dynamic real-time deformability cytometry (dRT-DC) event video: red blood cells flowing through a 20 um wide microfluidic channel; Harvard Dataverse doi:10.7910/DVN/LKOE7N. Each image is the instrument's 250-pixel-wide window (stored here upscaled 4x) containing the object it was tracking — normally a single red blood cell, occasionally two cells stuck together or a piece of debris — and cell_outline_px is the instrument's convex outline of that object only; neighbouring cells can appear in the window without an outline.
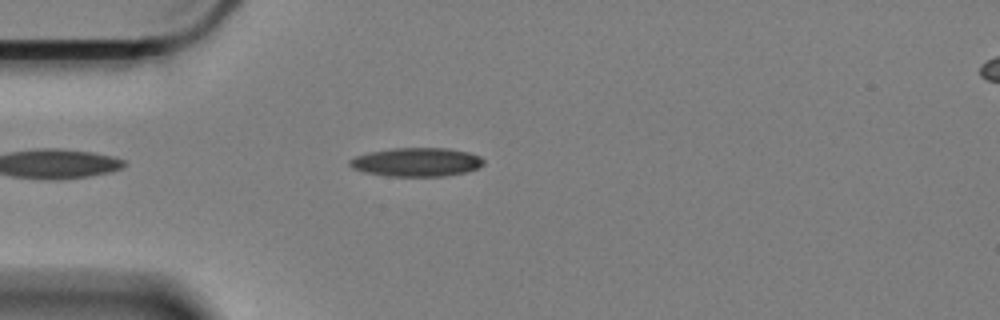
{"species": "Egyptian fruit bat (a non-hibernating species)", "species_latin": "Rousettus aegyptiacus", "temperature_condition": "cold", "stored_images_in_passage": 21, "camera_frame_rate_fps": 3000, "um_per_image_px": 0.085, "animal": {"sex": "female"}, "frame": {"image": 1, "passage_image": 2, "time_ms": 0.333, "image_size_px": [1000, 320], "cell_outline_px": [[484, 164], [468, 172], [444, 176], [388, 176], [364, 172], [352, 168], [348, 164], [348, 160], [356, 156], [368, 152], [392, 148], [448, 148], [468, 152], [480, 156], [484, 160]], "centroid_in_image_um": [35.4, 13.77], "position_along_channel_um": 49.6, "area_um2": 22.54}}
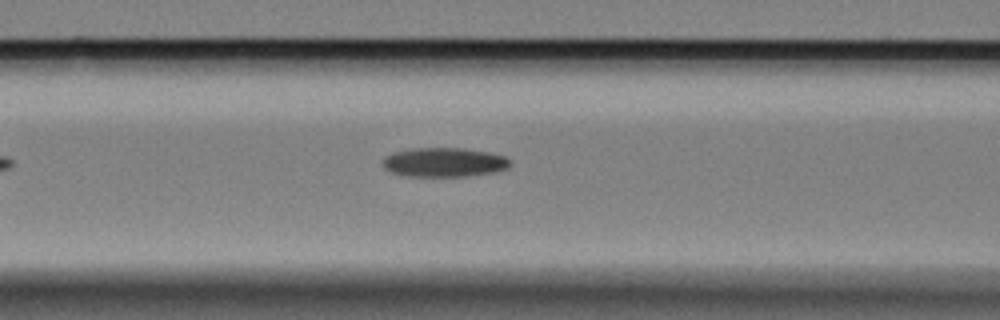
{"frame": {"image": 2, "passage_image": 10, "time_ms": 3.0, "image_size_px": [1000, 320], "cell_outline_px": [[512, 164], [508, 168], [496, 172], [468, 176], [408, 176], [388, 172], [384, 168], [384, 156], [392, 152], [412, 148], [464, 148], [488, 152], [504, 156], [512, 160]], "centroid_in_image_um": [37.77, 13.79], "position_along_channel_um": 128.8, "area_um2": 21.96}}
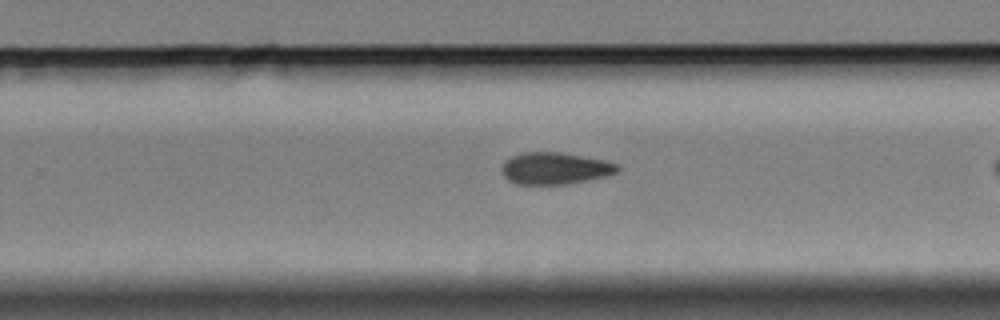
{"frame": {"image": 3, "passage_image": 20, "time_ms": 6.333, "image_size_px": [1000, 320], "cell_outline_px": [[620, 172], [608, 176], [568, 184], [516, 184], [508, 180], [504, 176], [500, 168], [504, 160], [520, 152], [560, 152], [604, 160], [620, 164]], "centroid_in_image_um": [47.19, 14.31], "position_along_channel_um": 282.6, "area_um2": 21.85}}